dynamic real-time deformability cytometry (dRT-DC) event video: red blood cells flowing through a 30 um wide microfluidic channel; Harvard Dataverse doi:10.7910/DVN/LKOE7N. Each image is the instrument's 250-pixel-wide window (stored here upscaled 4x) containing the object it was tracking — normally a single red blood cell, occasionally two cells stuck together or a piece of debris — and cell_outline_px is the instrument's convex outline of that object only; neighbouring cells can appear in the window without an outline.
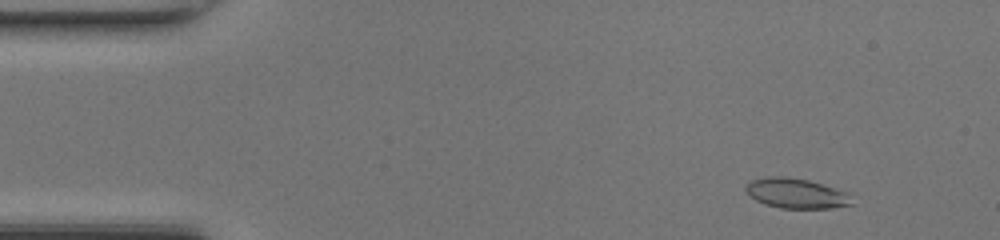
{"species": "common noctule bat (a hibernating species)", "species_latin": "Nyctalus noctula", "temperature_condition": "room temperature", "stored_images_in_passage": 47, "camera_frame_rate_fps": 3000, "um_per_image_px": 0.085, "animal": {"sex": "female", "body_mass_g": 17.0, "forearm_length_mm": 48.0}, "frame": {"image": 1, "passage_image": 4, "time_ms": 1.0, "image_size_px": [1000, 240], "cell_outline_px": [[852, 204], [832, 208], [780, 208], [764, 204], [748, 196], [744, 188], [752, 180], [768, 176], [784, 176], [808, 180], [848, 192]], "centroid_in_image_um": [67.64, 16.43], "position_along_channel_um": 17.4, "area_um2": 18.5}}
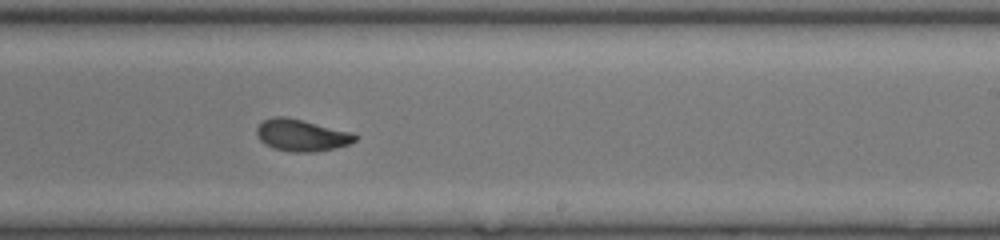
{"frame": {"image": 2, "passage_image": 28, "time_ms": 9.0, "image_size_px": [1000, 240], "cell_outline_px": [[360, 136], [356, 140], [348, 144], [336, 148], [316, 152], [292, 152], [272, 148], [264, 144], [260, 140], [256, 132], [256, 128], [264, 120], [272, 116], [284, 116], [352, 132]], "centroid_in_image_um": [25.63, 11.5], "position_along_channel_um": 263.4, "area_um2": 18.32}}
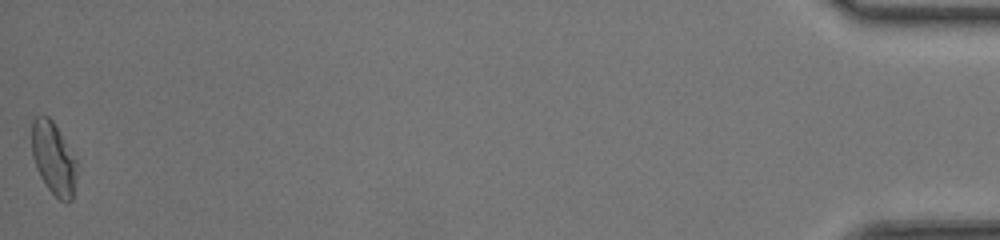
{"frame": {"image": 3, "passage_image": 47, "time_ms": 15.333, "image_size_px": [1000, 240], "cell_outline_px": [[76, 176], [72, 200], [68, 204], [60, 200], [48, 188], [40, 176], [36, 168], [32, 156], [32, 120], [36, 116], [48, 116], [52, 120], [76, 160]], "centroid_in_image_um": [4.54, 13.49], "position_along_channel_um": 430.7, "area_um2": 18.79}, "authors_computed_cell_mechanics": {"area_um2": 18.496, "velocity_mm_per_s": 4.3333, "shape_relaxation_time_tau1_ms": 6.2023, "shape_relaxation_time_tau2_ms": 1.4561, "deformation_change_tau1": 0.1722, "deformation_change_tau2": 0.0546}}